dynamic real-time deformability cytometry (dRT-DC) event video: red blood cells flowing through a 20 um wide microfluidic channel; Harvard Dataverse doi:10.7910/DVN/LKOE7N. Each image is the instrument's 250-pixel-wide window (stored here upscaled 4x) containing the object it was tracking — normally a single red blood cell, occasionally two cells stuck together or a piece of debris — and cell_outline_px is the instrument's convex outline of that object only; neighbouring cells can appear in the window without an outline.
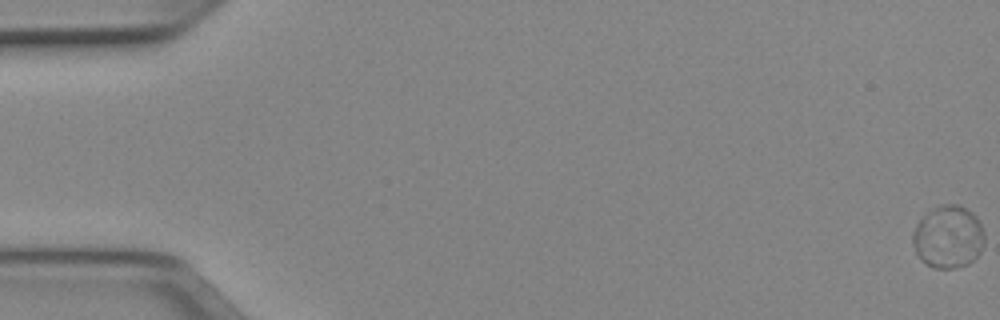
{"species": "Egyptian fruit bat (a non-hibernating species)", "species_latin": "Rousettus aegyptiacus", "temperature_condition": "cold", "stored_images_in_passage": 52, "camera_frame_rate_fps": 3000, "um_per_image_px": 0.085, "animal": {"sex": "female"}, "frame": {"image": 1, "passage_image": 1, "time_ms": 0.0, "image_size_px": [1000, 320], "cell_outline_px": [[984, 240], [980, 252], [968, 264], [956, 268], [932, 268], [920, 260], [912, 244], [912, 232], [916, 224], [928, 212], [940, 204], [960, 204], [972, 212], [976, 216], [984, 232]], "centroid_in_image_um": [80.58, 20.14], "position_along_channel_um": 4.4, "area_um2": 26.3}}
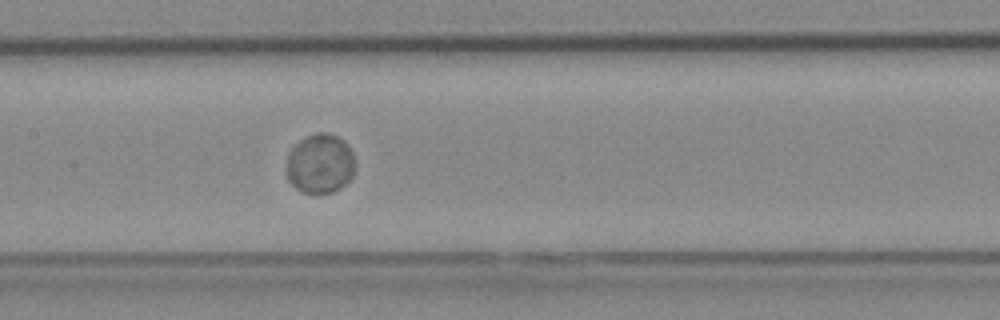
{"frame": {"image": 2, "passage_image": 27, "time_ms": 8.667, "image_size_px": [1000, 320], "cell_outline_px": [[356, 160], [352, 176], [340, 188], [332, 192], [304, 192], [296, 188], [288, 180], [284, 172], [288, 152], [300, 140], [316, 132], [324, 132], [336, 136], [352, 152]], "centroid_in_image_um": [27.16, 13.91], "position_along_channel_um": 180.2, "area_um2": 23.7}}
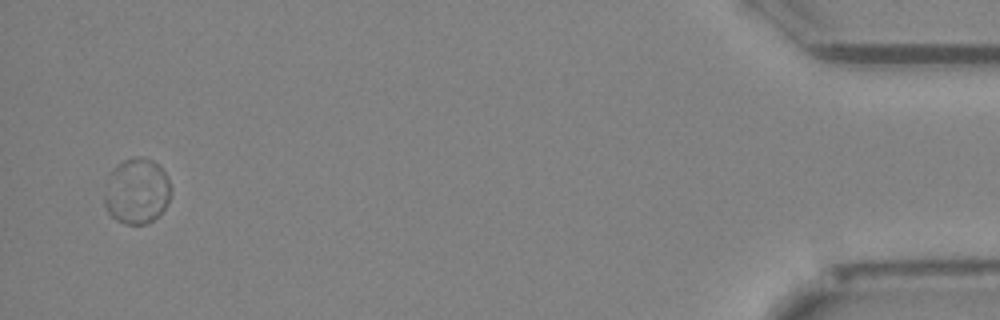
{"frame": {"image": 3, "passage_image": 52, "time_ms": 17.0, "image_size_px": [1000, 320], "cell_outline_px": [[172, 192], [164, 208], [148, 224], [124, 224], [116, 220], [108, 212], [104, 204], [104, 192], [108, 176], [112, 168], [116, 164], [132, 156], [144, 156], [152, 160], [168, 176], [172, 188]], "centroid_in_image_um": [11.61, 16.22], "position_along_channel_um": 423.6, "area_um2": 25.78}}